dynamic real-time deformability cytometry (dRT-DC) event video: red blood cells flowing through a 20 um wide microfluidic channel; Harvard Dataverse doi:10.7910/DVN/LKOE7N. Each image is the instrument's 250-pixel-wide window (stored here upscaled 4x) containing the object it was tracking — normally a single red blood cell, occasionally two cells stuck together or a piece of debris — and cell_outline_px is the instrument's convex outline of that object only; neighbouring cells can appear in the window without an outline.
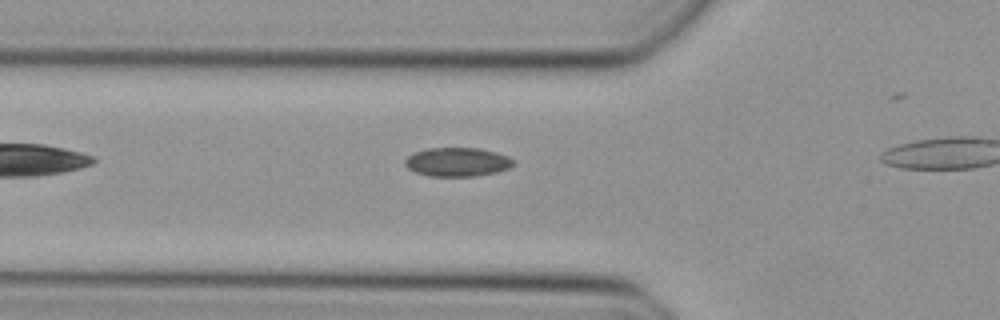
{"species": "Egyptian fruit bat (a non-hibernating species)", "species_latin": "Rousettus aegyptiacus", "temperature_condition": "cold", "stored_images_in_passage": 25, "camera_frame_rate_fps": 3000, "um_per_image_px": 0.085, "animal": {"sex": "female"}, "frame": {"image": 1, "passage_image": 3, "time_ms": 0.667, "image_size_px": [1000, 320], "cell_outline_px": [[512, 164], [508, 168], [496, 172], [476, 176], [428, 176], [416, 172], [408, 168], [404, 164], [404, 160], [412, 152], [428, 148], [480, 148], [496, 152], [508, 156], [512, 160]], "centroid_in_image_um": [38.82, 13.76], "position_along_channel_um": 87.0, "area_um2": 18.21}}
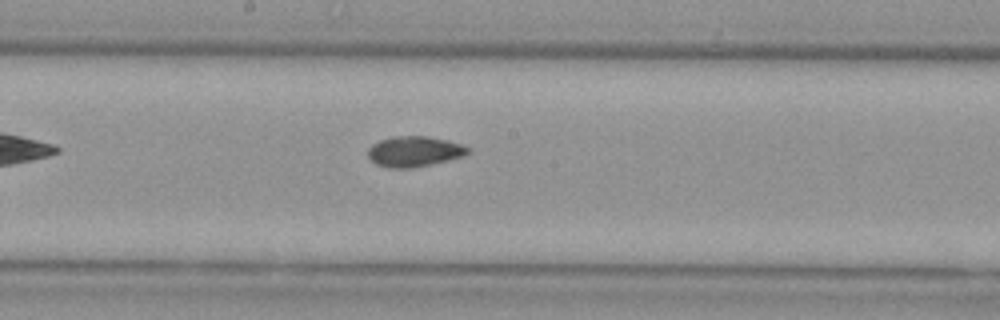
{"frame": {"image": 2, "passage_image": 12, "time_ms": 3.667, "image_size_px": [1000, 320], "cell_outline_px": [[468, 152], [464, 156], [448, 160], [412, 168], [388, 168], [376, 164], [368, 156], [368, 148], [372, 144], [380, 140], [392, 136], [428, 136], [448, 140], [460, 144], [468, 148]], "centroid_in_image_um": [35.18, 12.87], "position_along_channel_um": 213.0, "area_um2": 17.69}}
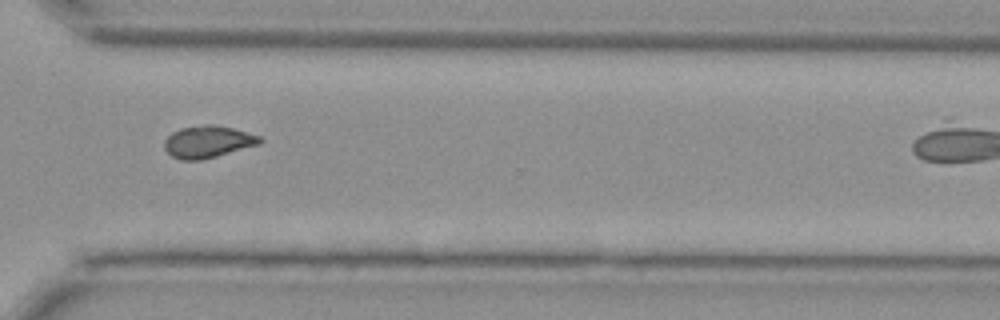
{"frame": {"image": 3, "passage_image": 22, "time_ms": 7.0, "image_size_px": [1000, 320], "cell_outline_px": [[264, 140], [260, 144], [216, 156], [200, 160], [180, 160], [172, 156], [164, 148], [164, 140], [172, 132], [180, 128], [204, 124], [212, 124], [232, 128], [260, 136]], "centroid_in_image_um": [17.65, 12.04], "position_along_channel_um": 352.9, "area_um2": 17.8}}